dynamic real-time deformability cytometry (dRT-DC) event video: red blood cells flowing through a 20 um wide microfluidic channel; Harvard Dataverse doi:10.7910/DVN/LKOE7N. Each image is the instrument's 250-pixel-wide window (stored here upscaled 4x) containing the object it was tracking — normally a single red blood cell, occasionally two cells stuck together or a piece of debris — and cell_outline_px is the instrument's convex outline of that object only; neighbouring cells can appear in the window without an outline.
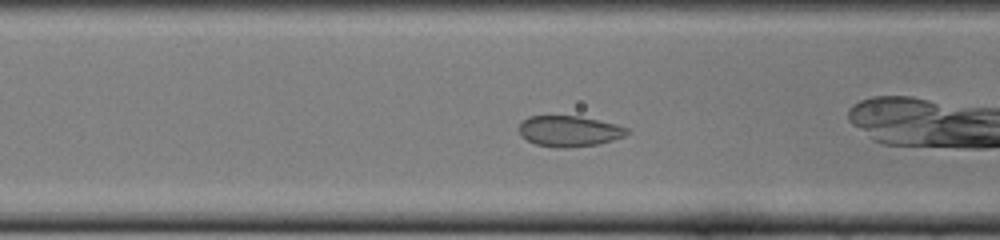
{"species": "common noctule bat (a hibernating species)", "species_latin": "Nyctalus noctula", "temperature_condition": "cold", "stored_images_in_passage": 33, "camera_frame_rate_fps": 3000, "um_per_image_px": 0.085, "animal": {"sex": "female", "body_mass_g": 22.0, "forearm_length_mm": 56.7}, "frame": {"image": 1, "passage_image": 6, "time_ms": 1.667, "image_size_px": [1000, 240], "cell_outline_px": [[628, 132], [624, 136], [612, 140], [596, 144], [568, 148], [556, 148], [536, 144], [520, 136], [520, 120], [528, 116], [580, 116], [616, 124], [628, 128]], "centroid_in_image_um": [48.35, 11.14], "position_along_channel_um": 118.3, "area_um2": 19.36}}